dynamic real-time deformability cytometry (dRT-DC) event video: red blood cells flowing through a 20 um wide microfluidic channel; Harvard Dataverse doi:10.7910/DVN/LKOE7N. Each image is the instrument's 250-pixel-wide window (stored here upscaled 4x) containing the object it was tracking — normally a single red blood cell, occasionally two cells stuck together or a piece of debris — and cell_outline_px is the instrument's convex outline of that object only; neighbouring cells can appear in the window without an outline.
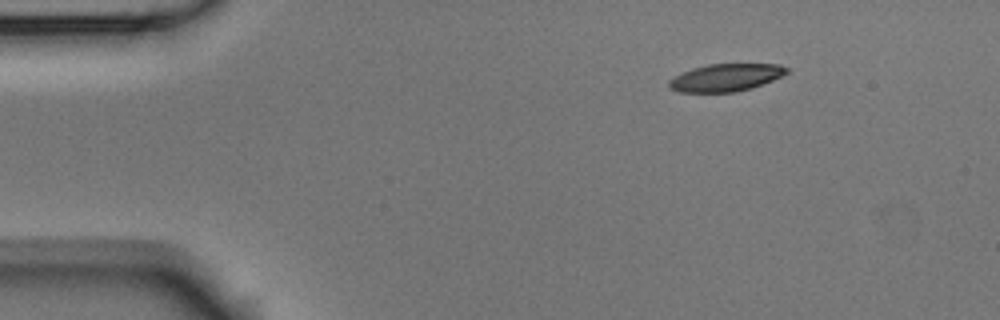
{"species": "Egyptian fruit bat (a non-hibernating species)", "species_latin": "Rousettus aegyptiacus", "temperature_condition": "room temperature", "stored_images_in_passage": 3, "camera_frame_rate_fps": 3000, "um_per_image_px": 0.085, "animal": {"sex": "male"}, "frame": {"image": 1, "passage_image": 1, "time_ms": 0.0, "image_size_px": [1000, 320], "cell_outline_px": [[788, 72], [772, 80], [752, 88], [736, 92], [680, 92], [668, 88], [668, 80], [692, 68], [708, 64], [780, 64], [788, 68]], "centroid_in_image_um": [61.67, 6.59], "position_along_channel_um": 23.3, "area_um2": 18.79}}
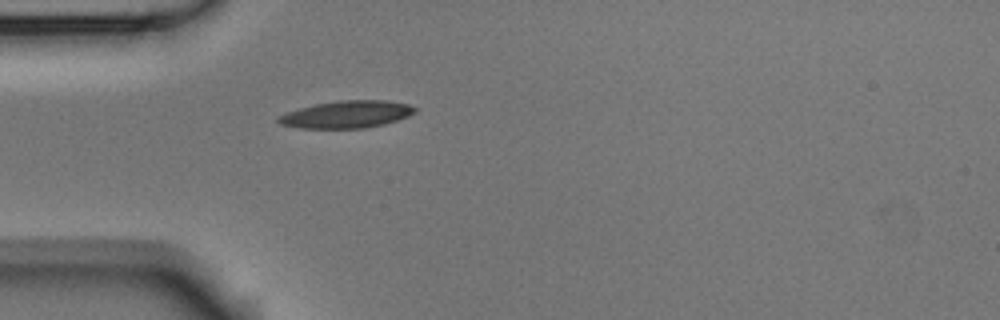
{"frame": {"image": 2, "passage_image": 3, "time_ms": 0.667, "image_size_px": [1000, 320], "cell_outline_px": [[416, 112], [408, 116], [384, 124], [364, 128], [300, 128], [280, 124], [276, 120], [276, 116], [300, 108], [316, 104], [340, 100], [388, 100], [408, 104], [416, 108]], "centroid_in_image_um": [29.46, 9.72], "position_along_channel_um": 55.5, "area_um2": 21.62}}